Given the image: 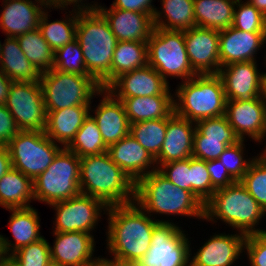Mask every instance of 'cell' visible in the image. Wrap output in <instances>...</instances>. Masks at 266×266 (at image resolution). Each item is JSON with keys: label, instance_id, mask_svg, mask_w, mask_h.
Returning a JSON list of instances; mask_svg holds the SVG:
<instances>
[{"label": "cell", "instance_id": "1", "mask_svg": "<svg viewBox=\"0 0 266 266\" xmlns=\"http://www.w3.org/2000/svg\"><path fill=\"white\" fill-rule=\"evenodd\" d=\"M107 249L113 261H138L150 248L152 232L158 222H169L152 219L137 204L109 206Z\"/></svg>", "mask_w": 266, "mask_h": 266}, {"label": "cell", "instance_id": "2", "mask_svg": "<svg viewBox=\"0 0 266 266\" xmlns=\"http://www.w3.org/2000/svg\"><path fill=\"white\" fill-rule=\"evenodd\" d=\"M81 194L100 199L107 207L135 201V183L108 152L80 158Z\"/></svg>", "mask_w": 266, "mask_h": 266}, {"label": "cell", "instance_id": "3", "mask_svg": "<svg viewBox=\"0 0 266 266\" xmlns=\"http://www.w3.org/2000/svg\"><path fill=\"white\" fill-rule=\"evenodd\" d=\"M76 39L88 73L101 88H107L111 84V62L118 42L108 21L98 10L79 12Z\"/></svg>", "mask_w": 266, "mask_h": 266}, {"label": "cell", "instance_id": "4", "mask_svg": "<svg viewBox=\"0 0 266 266\" xmlns=\"http://www.w3.org/2000/svg\"><path fill=\"white\" fill-rule=\"evenodd\" d=\"M135 202L147 214H177L204 219V204L192 192L179 188L158 170L135 183Z\"/></svg>", "mask_w": 266, "mask_h": 266}, {"label": "cell", "instance_id": "5", "mask_svg": "<svg viewBox=\"0 0 266 266\" xmlns=\"http://www.w3.org/2000/svg\"><path fill=\"white\" fill-rule=\"evenodd\" d=\"M265 215L266 212L240 181L216 189L204 204L205 220L213 222L218 218L246 236L266 231L254 228Z\"/></svg>", "mask_w": 266, "mask_h": 266}, {"label": "cell", "instance_id": "6", "mask_svg": "<svg viewBox=\"0 0 266 266\" xmlns=\"http://www.w3.org/2000/svg\"><path fill=\"white\" fill-rule=\"evenodd\" d=\"M180 84L175 90L176 115L195 123L225 115L227 99L218 74H197Z\"/></svg>", "mask_w": 266, "mask_h": 266}, {"label": "cell", "instance_id": "7", "mask_svg": "<svg viewBox=\"0 0 266 266\" xmlns=\"http://www.w3.org/2000/svg\"><path fill=\"white\" fill-rule=\"evenodd\" d=\"M34 199L45 204L78 196L80 190V157L62 148L50 166L33 180Z\"/></svg>", "mask_w": 266, "mask_h": 266}, {"label": "cell", "instance_id": "8", "mask_svg": "<svg viewBox=\"0 0 266 266\" xmlns=\"http://www.w3.org/2000/svg\"><path fill=\"white\" fill-rule=\"evenodd\" d=\"M40 84L46 111L90 105L102 89L91 75L64 73L54 68L41 73Z\"/></svg>", "mask_w": 266, "mask_h": 266}, {"label": "cell", "instance_id": "9", "mask_svg": "<svg viewBox=\"0 0 266 266\" xmlns=\"http://www.w3.org/2000/svg\"><path fill=\"white\" fill-rule=\"evenodd\" d=\"M148 64L167 82V77L189 80L197 73L192 69L184 40V31L154 28L147 41Z\"/></svg>", "mask_w": 266, "mask_h": 266}, {"label": "cell", "instance_id": "10", "mask_svg": "<svg viewBox=\"0 0 266 266\" xmlns=\"http://www.w3.org/2000/svg\"><path fill=\"white\" fill-rule=\"evenodd\" d=\"M12 167L34 180L62 149L44 131H19L7 144Z\"/></svg>", "mask_w": 266, "mask_h": 266}, {"label": "cell", "instance_id": "11", "mask_svg": "<svg viewBox=\"0 0 266 266\" xmlns=\"http://www.w3.org/2000/svg\"><path fill=\"white\" fill-rule=\"evenodd\" d=\"M172 222H158L151 245L138 260L141 266H190L191 249L185 231Z\"/></svg>", "mask_w": 266, "mask_h": 266}, {"label": "cell", "instance_id": "12", "mask_svg": "<svg viewBox=\"0 0 266 266\" xmlns=\"http://www.w3.org/2000/svg\"><path fill=\"white\" fill-rule=\"evenodd\" d=\"M5 106L20 131H44L47 112L40 82H13Z\"/></svg>", "mask_w": 266, "mask_h": 266}, {"label": "cell", "instance_id": "13", "mask_svg": "<svg viewBox=\"0 0 266 266\" xmlns=\"http://www.w3.org/2000/svg\"><path fill=\"white\" fill-rule=\"evenodd\" d=\"M50 206L56 211L53 232L81 231L89 234L96 228L102 210L108 208L100 199L81 193L73 198L52 203Z\"/></svg>", "mask_w": 266, "mask_h": 266}, {"label": "cell", "instance_id": "14", "mask_svg": "<svg viewBox=\"0 0 266 266\" xmlns=\"http://www.w3.org/2000/svg\"><path fill=\"white\" fill-rule=\"evenodd\" d=\"M219 32L217 29L193 27L184 30L186 52L197 74H218Z\"/></svg>", "mask_w": 266, "mask_h": 266}, {"label": "cell", "instance_id": "15", "mask_svg": "<svg viewBox=\"0 0 266 266\" xmlns=\"http://www.w3.org/2000/svg\"><path fill=\"white\" fill-rule=\"evenodd\" d=\"M255 61L235 62L219 69L227 100L252 101L261 97L262 76Z\"/></svg>", "mask_w": 266, "mask_h": 266}, {"label": "cell", "instance_id": "16", "mask_svg": "<svg viewBox=\"0 0 266 266\" xmlns=\"http://www.w3.org/2000/svg\"><path fill=\"white\" fill-rule=\"evenodd\" d=\"M169 88V82L147 64L121 74L106 89L122 101L137 96L171 95Z\"/></svg>", "mask_w": 266, "mask_h": 266}, {"label": "cell", "instance_id": "17", "mask_svg": "<svg viewBox=\"0 0 266 266\" xmlns=\"http://www.w3.org/2000/svg\"><path fill=\"white\" fill-rule=\"evenodd\" d=\"M225 115L240 140H245V135L256 142L264 140L266 102L262 97L252 101L227 100Z\"/></svg>", "mask_w": 266, "mask_h": 266}, {"label": "cell", "instance_id": "18", "mask_svg": "<svg viewBox=\"0 0 266 266\" xmlns=\"http://www.w3.org/2000/svg\"><path fill=\"white\" fill-rule=\"evenodd\" d=\"M98 95H103L101 102L91 115L95 120L102 139L107 147L118 142L130 133V122L124 105L109 90L102 88Z\"/></svg>", "mask_w": 266, "mask_h": 266}, {"label": "cell", "instance_id": "19", "mask_svg": "<svg viewBox=\"0 0 266 266\" xmlns=\"http://www.w3.org/2000/svg\"><path fill=\"white\" fill-rule=\"evenodd\" d=\"M264 43L266 32H246L232 26L220 30V68L235 62L256 61V52Z\"/></svg>", "mask_w": 266, "mask_h": 266}, {"label": "cell", "instance_id": "20", "mask_svg": "<svg viewBox=\"0 0 266 266\" xmlns=\"http://www.w3.org/2000/svg\"><path fill=\"white\" fill-rule=\"evenodd\" d=\"M55 241L50 248V258L60 266H84L96 258L92 257L94 236L87 232H54Z\"/></svg>", "mask_w": 266, "mask_h": 266}, {"label": "cell", "instance_id": "21", "mask_svg": "<svg viewBox=\"0 0 266 266\" xmlns=\"http://www.w3.org/2000/svg\"><path fill=\"white\" fill-rule=\"evenodd\" d=\"M97 10L108 21L117 41L147 42L154 30L153 15L101 5Z\"/></svg>", "mask_w": 266, "mask_h": 266}, {"label": "cell", "instance_id": "22", "mask_svg": "<svg viewBox=\"0 0 266 266\" xmlns=\"http://www.w3.org/2000/svg\"><path fill=\"white\" fill-rule=\"evenodd\" d=\"M193 125V126H192ZM195 122L173 113L167 118L165 139L159 154L155 157L156 167L171 161L192 157Z\"/></svg>", "mask_w": 266, "mask_h": 266}, {"label": "cell", "instance_id": "23", "mask_svg": "<svg viewBox=\"0 0 266 266\" xmlns=\"http://www.w3.org/2000/svg\"><path fill=\"white\" fill-rule=\"evenodd\" d=\"M3 1L5 4L0 14V28L6 37H17L38 29L40 17L47 11L44 8H48L46 0H35V3L31 0Z\"/></svg>", "mask_w": 266, "mask_h": 266}, {"label": "cell", "instance_id": "24", "mask_svg": "<svg viewBox=\"0 0 266 266\" xmlns=\"http://www.w3.org/2000/svg\"><path fill=\"white\" fill-rule=\"evenodd\" d=\"M107 152L112 161L119 166L134 183L150 172L158 170V168L154 166L156 164L155 158L145 150L130 133L118 142L110 145ZM151 167L153 168L150 170L149 168Z\"/></svg>", "mask_w": 266, "mask_h": 266}, {"label": "cell", "instance_id": "25", "mask_svg": "<svg viewBox=\"0 0 266 266\" xmlns=\"http://www.w3.org/2000/svg\"><path fill=\"white\" fill-rule=\"evenodd\" d=\"M246 235H213L190 259V266H231L244 251Z\"/></svg>", "mask_w": 266, "mask_h": 266}, {"label": "cell", "instance_id": "26", "mask_svg": "<svg viewBox=\"0 0 266 266\" xmlns=\"http://www.w3.org/2000/svg\"><path fill=\"white\" fill-rule=\"evenodd\" d=\"M8 210L12 212L8 225L15 242L11 244L8 238L0 235V249L2 255L11 256L20 248L42 239L43 236L40 235V218L35 208L28 207Z\"/></svg>", "mask_w": 266, "mask_h": 266}, {"label": "cell", "instance_id": "27", "mask_svg": "<svg viewBox=\"0 0 266 266\" xmlns=\"http://www.w3.org/2000/svg\"><path fill=\"white\" fill-rule=\"evenodd\" d=\"M90 111L91 105H77L55 111H46L44 133L52 141L66 148L75 138L76 132L81 128L84 120L91 113Z\"/></svg>", "mask_w": 266, "mask_h": 266}, {"label": "cell", "instance_id": "28", "mask_svg": "<svg viewBox=\"0 0 266 266\" xmlns=\"http://www.w3.org/2000/svg\"><path fill=\"white\" fill-rule=\"evenodd\" d=\"M0 70L13 82H40L41 73L25 57L16 37H7L1 45Z\"/></svg>", "mask_w": 266, "mask_h": 266}, {"label": "cell", "instance_id": "29", "mask_svg": "<svg viewBox=\"0 0 266 266\" xmlns=\"http://www.w3.org/2000/svg\"><path fill=\"white\" fill-rule=\"evenodd\" d=\"M122 103L130 124L145 120L169 118L174 113L173 95L124 98Z\"/></svg>", "mask_w": 266, "mask_h": 266}, {"label": "cell", "instance_id": "30", "mask_svg": "<svg viewBox=\"0 0 266 266\" xmlns=\"http://www.w3.org/2000/svg\"><path fill=\"white\" fill-rule=\"evenodd\" d=\"M31 200H35L33 180L12 167L0 178V206L6 210L28 208Z\"/></svg>", "mask_w": 266, "mask_h": 266}, {"label": "cell", "instance_id": "31", "mask_svg": "<svg viewBox=\"0 0 266 266\" xmlns=\"http://www.w3.org/2000/svg\"><path fill=\"white\" fill-rule=\"evenodd\" d=\"M161 2L163 12L156 9L153 15L155 28L184 31L196 27L194 0H161ZM162 16L166 20L161 18Z\"/></svg>", "mask_w": 266, "mask_h": 266}, {"label": "cell", "instance_id": "32", "mask_svg": "<svg viewBox=\"0 0 266 266\" xmlns=\"http://www.w3.org/2000/svg\"><path fill=\"white\" fill-rule=\"evenodd\" d=\"M237 0H194L197 27L222 30L232 26Z\"/></svg>", "mask_w": 266, "mask_h": 266}, {"label": "cell", "instance_id": "33", "mask_svg": "<svg viewBox=\"0 0 266 266\" xmlns=\"http://www.w3.org/2000/svg\"><path fill=\"white\" fill-rule=\"evenodd\" d=\"M147 64V42L118 41L111 62V83L121 74Z\"/></svg>", "mask_w": 266, "mask_h": 266}, {"label": "cell", "instance_id": "34", "mask_svg": "<svg viewBox=\"0 0 266 266\" xmlns=\"http://www.w3.org/2000/svg\"><path fill=\"white\" fill-rule=\"evenodd\" d=\"M72 12L73 14L71 13L69 18L53 22H48V12H43L40 17L38 29L54 52L76 38V26L80 11L73 8Z\"/></svg>", "mask_w": 266, "mask_h": 266}, {"label": "cell", "instance_id": "35", "mask_svg": "<svg viewBox=\"0 0 266 266\" xmlns=\"http://www.w3.org/2000/svg\"><path fill=\"white\" fill-rule=\"evenodd\" d=\"M16 38L25 57L40 73L49 71L53 67L55 52L44 40L39 29L26 32Z\"/></svg>", "mask_w": 266, "mask_h": 266}, {"label": "cell", "instance_id": "36", "mask_svg": "<svg viewBox=\"0 0 266 266\" xmlns=\"http://www.w3.org/2000/svg\"><path fill=\"white\" fill-rule=\"evenodd\" d=\"M66 148L80 158L102 154L108 150L102 139L99 127L90 114L76 132L75 138Z\"/></svg>", "mask_w": 266, "mask_h": 266}, {"label": "cell", "instance_id": "37", "mask_svg": "<svg viewBox=\"0 0 266 266\" xmlns=\"http://www.w3.org/2000/svg\"><path fill=\"white\" fill-rule=\"evenodd\" d=\"M166 130L167 118L145 120L130 124V134L154 158L161 150Z\"/></svg>", "mask_w": 266, "mask_h": 266}, {"label": "cell", "instance_id": "38", "mask_svg": "<svg viewBox=\"0 0 266 266\" xmlns=\"http://www.w3.org/2000/svg\"><path fill=\"white\" fill-rule=\"evenodd\" d=\"M240 183L266 212V159L255 156Z\"/></svg>", "mask_w": 266, "mask_h": 266}, {"label": "cell", "instance_id": "39", "mask_svg": "<svg viewBox=\"0 0 266 266\" xmlns=\"http://www.w3.org/2000/svg\"><path fill=\"white\" fill-rule=\"evenodd\" d=\"M52 68L64 73L90 75L86 69L82 48L76 38L55 52Z\"/></svg>", "mask_w": 266, "mask_h": 266}, {"label": "cell", "instance_id": "40", "mask_svg": "<svg viewBox=\"0 0 266 266\" xmlns=\"http://www.w3.org/2000/svg\"><path fill=\"white\" fill-rule=\"evenodd\" d=\"M237 0L232 27L246 32H266V16L246 1Z\"/></svg>", "mask_w": 266, "mask_h": 266}, {"label": "cell", "instance_id": "41", "mask_svg": "<svg viewBox=\"0 0 266 266\" xmlns=\"http://www.w3.org/2000/svg\"><path fill=\"white\" fill-rule=\"evenodd\" d=\"M196 129L205 137L223 138V143L233 145L240 138L230 126L226 115L199 120Z\"/></svg>", "mask_w": 266, "mask_h": 266}, {"label": "cell", "instance_id": "42", "mask_svg": "<svg viewBox=\"0 0 266 266\" xmlns=\"http://www.w3.org/2000/svg\"><path fill=\"white\" fill-rule=\"evenodd\" d=\"M191 192L203 203L212 196L216 189L212 186L206 161L190 158Z\"/></svg>", "mask_w": 266, "mask_h": 266}, {"label": "cell", "instance_id": "43", "mask_svg": "<svg viewBox=\"0 0 266 266\" xmlns=\"http://www.w3.org/2000/svg\"><path fill=\"white\" fill-rule=\"evenodd\" d=\"M50 244L43 237L14 252L11 256L19 266H45L50 258Z\"/></svg>", "mask_w": 266, "mask_h": 266}, {"label": "cell", "instance_id": "44", "mask_svg": "<svg viewBox=\"0 0 266 266\" xmlns=\"http://www.w3.org/2000/svg\"><path fill=\"white\" fill-rule=\"evenodd\" d=\"M244 140L229 145L226 147L224 152L219 156L218 160L221 162L223 167H225L228 173L236 180L240 181L244 174L247 172L249 165L252 163L253 159L243 158L244 153Z\"/></svg>", "mask_w": 266, "mask_h": 266}, {"label": "cell", "instance_id": "45", "mask_svg": "<svg viewBox=\"0 0 266 266\" xmlns=\"http://www.w3.org/2000/svg\"><path fill=\"white\" fill-rule=\"evenodd\" d=\"M227 146L229 145L223 143V138L205 137L195 129L192 157L204 161L216 160Z\"/></svg>", "mask_w": 266, "mask_h": 266}, {"label": "cell", "instance_id": "46", "mask_svg": "<svg viewBox=\"0 0 266 266\" xmlns=\"http://www.w3.org/2000/svg\"><path fill=\"white\" fill-rule=\"evenodd\" d=\"M158 171L179 188L191 192L190 158L162 164Z\"/></svg>", "mask_w": 266, "mask_h": 266}, {"label": "cell", "instance_id": "47", "mask_svg": "<svg viewBox=\"0 0 266 266\" xmlns=\"http://www.w3.org/2000/svg\"><path fill=\"white\" fill-rule=\"evenodd\" d=\"M244 249L251 266H266V231L247 235Z\"/></svg>", "mask_w": 266, "mask_h": 266}, {"label": "cell", "instance_id": "48", "mask_svg": "<svg viewBox=\"0 0 266 266\" xmlns=\"http://www.w3.org/2000/svg\"><path fill=\"white\" fill-rule=\"evenodd\" d=\"M206 167L210 175L212 186L215 189L230 186L237 182L218 159L206 161Z\"/></svg>", "mask_w": 266, "mask_h": 266}, {"label": "cell", "instance_id": "49", "mask_svg": "<svg viewBox=\"0 0 266 266\" xmlns=\"http://www.w3.org/2000/svg\"><path fill=\"white\" fill-rule=\"evenodd\" d=\"M19 131L7 107L0 105V145H7Z\"/></svg>", "mask_w": 266, "mask_h": 266}, {"label": "cell", "instance_id": "50", "mask_svg": "<svg viewBox=\"0 0 266 266\" xmlns=\"http://www.w3.org/2000/svg\"><path fill=\"white\" fill-rule=\"evenodd\" d=\"M152 1L153 0H115L110 7L154 15L156 8H154V5L152 6Z\"/></svg>", "mask_w": 266, "mask_h": 266}, {"label": "cell", "instance_id": "51", "mask_svg": "<svg viewBox=\"0 0 266 266\" xmlns=\"http://www.w3.org/2000/svg\"><path fill=\"white\" fill-rule=\"evenodd\" d=\"M48 9L52 8H57V9H65L67 8L68 5H72L75 7V10L77 11H95L99 7L98 3L97 4H86L82 3L83 0H46ZM86 1V0H85ZM81 3V4H79ZM78 4V5H77ZM84 4V5H83ZM53 6V7H52ZM77 6V7H76Z\"/></svg>", "mask_w": 266, "mask_h": 266}, {"label": "cell", "instance_id": "52", "mask_svg": "<svg viewBox=\"0 0 266 266\" xmlns=\"http://www.w3.org/2000/svg\"><path fill=\"white\" fill-rule=\"evenodd\" d=\"M12 168L7 145H0V178Z\"/></svg>", "mask_w": 266, "mask_h": 266}, {"label": "cell", "instance_id": "53", "mask_svg": "<svg viewBox=\"0 0 266 266\" xmlns=\"http://www.w3.org/2000/svg\"><path fill=\"white\" fill-rule=\"evenodd\" d=\"M13 81L0 70V105H5Z\"/></svg>", "mask_w": 266, "mask_h": 266}, {"label": "cell", "instance_id": "54", "mask_svg": "<svg viewBox=\"0 0 266 266\" xmlns=\"http://www.w3.org/2000/svg\"><path fill=\"white\" fill-rule=\"evenodd\" d=\"M84 266H116V262L113 261L112 259L110 260V259H107L105 257L104 258L103 257L102 258L96 257V259L94 261H92V262H90Z\"/></svg>", "mask_w": 266, "mask_h": 266}, {"label": "cell", "instance_id": "55", "mask_svg": "<svg viewBox=\"0 0 266 266\" xmlns=\"http://www.w3.org/2000/svg\"><path fill=\"white\" fill-rule=\"evenodd\" d=\"M0 266H19L12 256L1 255Z\"/></svg>", "mask_w": 266, "mask_h": 266}, {"label": "cell", "instance_id": "56", "mask_svg": "<svg viewBox=\"0 0 266 266\" xmlns=\"http://www.w3.org/2000/svg\"><path fill=\"white\" fill-rule=\"evenodd\" d=\"M266 16V0H247Z\"/></svg>", "mask_w": 266, "mask_h": 266}, {"label": "cell", "instance_id": "57", "mask_svg": "<svg viewBox=\"0 0 266 266\" xmlns=\"http://www.w3.org/2000/svg\"><path fill=\"white\" fill-rule=\"evenodd\" d=\"M261 97L266 102V73H263V76H262V92H261Z\"/></svg>", "mask_w": 266, "mask_h": 266}, {"label": "cell", "instance_id": "58", "mask_svg": "<svg viewBox=\"0 0 266 266\" xmlns=\"http://www.w3.org/2000/svg\"><path fill=\"white\" fill-rule=\"evenodd\" d=\"M116 266H141L138 261L116 262Z\"/></svg>", "mask_w": 266, "mask_h": 266}, {"label": "cell", "instance_id": "59", "mask_svg": "<svg viewBox=\"0 0 266 266\" xmlns=\"http://www.w3.org/2000/svg\"><path fill=\"white\" fill-rule=\"evenodd\" d=\"M45 266H60L58 263L54 262V261H49Z\"/></svg>", "mask_w": 266, "mask_h": 266}, {"label": "cell", "instance_id": "60", "mask_svg": "<svg viewBox=\"0 0 266 266\" xmlns=\"http://www.w3.org/2000/svg\"><path fill=\"white\" fill-rule=\"evenodd\" d=\"M265 136H266V132H265ZM263 152L264 153H261L260 157L266 159V147H265V150Z\"/></svg>", "mask_w": 266, "mask_h": 266}]
</instances>
